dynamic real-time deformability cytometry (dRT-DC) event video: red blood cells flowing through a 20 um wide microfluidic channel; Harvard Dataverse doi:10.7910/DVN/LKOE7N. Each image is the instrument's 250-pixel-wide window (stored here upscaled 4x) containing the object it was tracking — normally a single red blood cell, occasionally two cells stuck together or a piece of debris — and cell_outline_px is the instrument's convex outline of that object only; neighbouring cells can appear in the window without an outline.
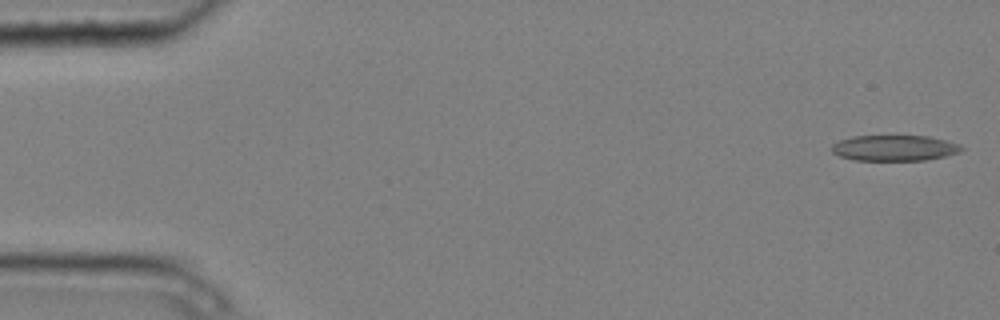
{"species": "common noctule bat (a hibernating species)", "species_latin": "Nyctalus noctula", "temperature_condition": "cold", "stored_images_in_passage": 3, "camera_frame_rate_fps": 3000, "um_per_image_px": 0.085, "animal": {"sex": "male", "body_mass_g": 20.4}, "frame": {"image": 1, "passage_image": 1, "time_ms": 0.0, "image_size_px": [1000, 320], "cell_outline_px": [[964, 148], [960, 152], [944, 156], [924, 160], [856, 160], [840, 156], [832, 152], [832, 144], [840, 140], [852, 136], [928, 136], [944, 140], [956, 144]], "centroid_in_image_um": [75.99, 12.58], "position_along_channel_um": 9.0, "area_um2": 19.19}}